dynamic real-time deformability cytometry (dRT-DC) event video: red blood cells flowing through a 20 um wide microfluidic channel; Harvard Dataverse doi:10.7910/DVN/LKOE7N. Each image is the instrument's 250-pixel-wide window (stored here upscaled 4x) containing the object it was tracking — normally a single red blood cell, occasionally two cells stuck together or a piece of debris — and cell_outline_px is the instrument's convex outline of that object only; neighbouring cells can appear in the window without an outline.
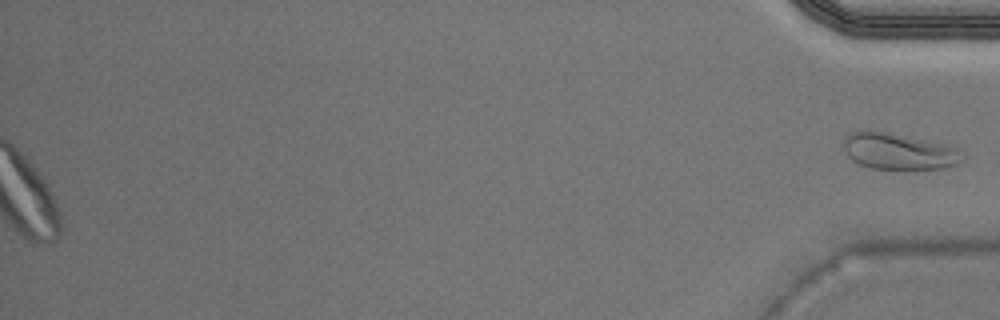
{"species": "Egyptian fruit bat (a non-hibernating species)", "species_latin": "Rousettus aegyptiacus", "temperature_condition": "warm", "stored_images_in_passage": 42, "camera_frame_rate_fps": 3000, "um_per_image_px": 0.085, "animal": {"sex": "male"}, "frame": {"image": 1, "passage_image": 42, "time_ms": 13.667, "image_size_px": [1000, 320], "cell_outline_px": [[964, 156], [956, 164], [948, 168], [872, 168], [860, 164], [852, 160], [848, 156], [844, 148], [844, 140], [852, 132], [868, 128], [944, 144], [960, 148]], "centroid_in_image_um": [76.38, 12.84], "position_along_channel_um": 358.8, "area_um2": 24.97}}